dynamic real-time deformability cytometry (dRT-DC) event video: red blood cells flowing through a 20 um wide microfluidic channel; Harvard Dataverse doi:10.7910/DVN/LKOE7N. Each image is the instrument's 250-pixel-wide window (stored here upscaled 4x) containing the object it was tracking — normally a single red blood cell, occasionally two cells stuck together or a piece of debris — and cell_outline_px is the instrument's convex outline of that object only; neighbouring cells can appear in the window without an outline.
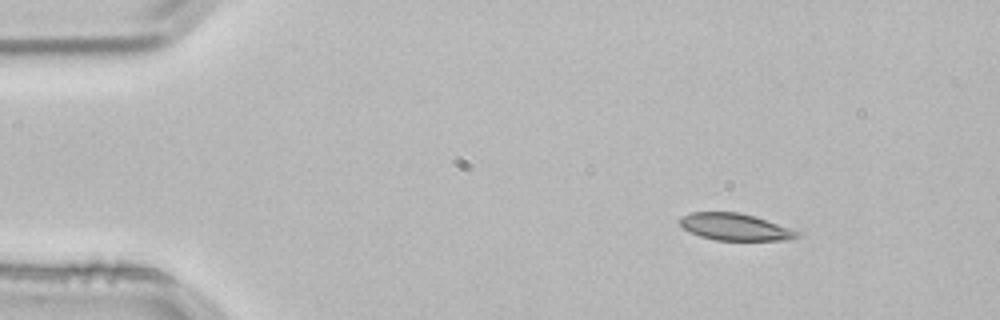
{"species": "common noctule bat (a hibernating species)", "species_latin": "Nyctalus noctula", "temperature_condition": "room temperature", "stored_images_in_passage": 3, "camera_frame_rate_fps": 3000, "um_per_image_px": 0.085, "animal": {"sex": "male", "body_mass_g": 21.5, "forearm_length_mm": 52.0}, "frame": {"image": 1, "passage_image": 1, "time_ms": 0.0, "image_size_px": [1000, 320], "cell_outline_px": [[800, 236], [788, 240], [716, 240], [700, 236], [684, 228], [676, 220], [680, 216], [692, 212], [736, 212], [756, 216], [792, 228], [800, 232]], "centroid_in_image_um": [62.49, 19.28], "position_along_channel_um": 22.5, "area_um2": 18.55}}
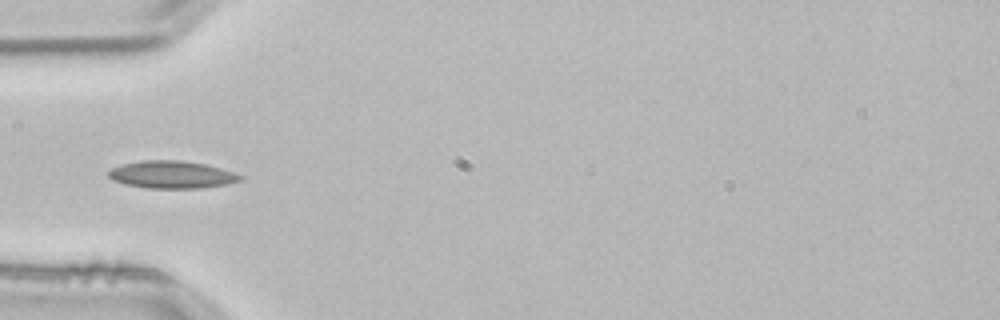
{"frame": {"image": 2, "passage_image": 3, "time_ms": 0.667, "image_size_px": [1000, 320], "cell_outline_px": [[244, 180], [228, 184], [200, 188], [148, 188], [124, 184], [112, 180], [108, 176], [108, 168], [140, 160], [180, 160], [204, 164], [220, 168], [244, 176]], "centroid_in_image_um": [14.59, 14.84], "position_along_channel_um": 70.4, "area_um2": 21.21}}